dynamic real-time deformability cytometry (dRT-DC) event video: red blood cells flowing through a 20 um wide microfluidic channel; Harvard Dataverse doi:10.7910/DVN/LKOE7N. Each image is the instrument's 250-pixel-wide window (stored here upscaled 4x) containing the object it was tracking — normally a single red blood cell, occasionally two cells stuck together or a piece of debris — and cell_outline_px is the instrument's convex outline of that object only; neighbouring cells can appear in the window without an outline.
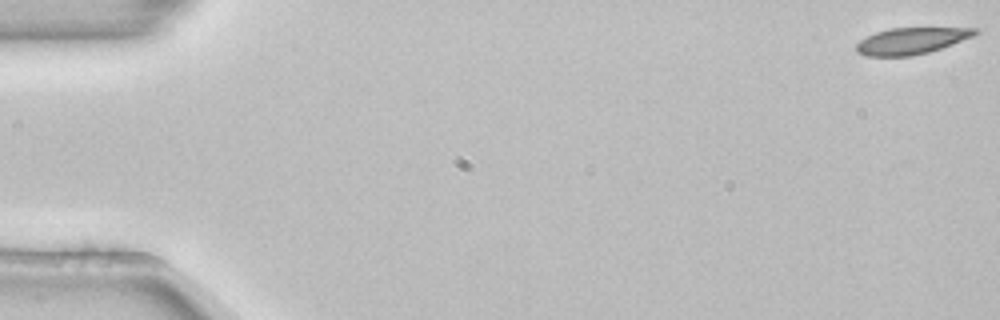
{"species": "common noctule bat (a hibernating species)", "species_latin": "Nyctalus noctula", "temperature_condition": "room temperature", "stored_images_in_passage": 54, "camera_frame_rate_fps": 3000, "um_per_image_px": 0.085, "animal": {"sex": "female", "body_mass_g": 22.7, "forearm_length_mm": 54.2}, "frame": {"image": 1, "passage_image": 1, "time_ms": 0.0, "image_size_px": [1000, 320], "cell_outline_px": [[980, 32], [972, 36], [940, 48], [928, 52], [912, 56], [868, 56], [856, 52], [856, 44], [860, 40], [876, 32], [892, 28], [980, 28]], "centroid_in_image_um": [77.45, 3.47], "position_along_channel_um": 7.6, "area_um2": 18.09}}
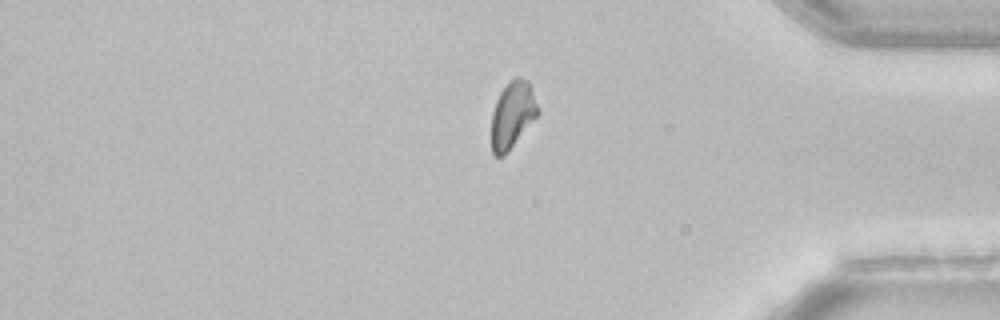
{"frame": {"image": 2, "passage_image": 45, "time_ms": 14.667, "image_size_px": [1000, 320], "cell_outline_px": [[540, 112], [508, 152], [504, 156], [496, 156], [492, 152], [492, 112], [496, 100], [500, 92], [516, 76], [520, 76], [528, 80], [540, 108]], "centroid_in_image_um": [43.58, 9.75], "position_along_channel_um": 391.6, "area_um2": 18.03}}
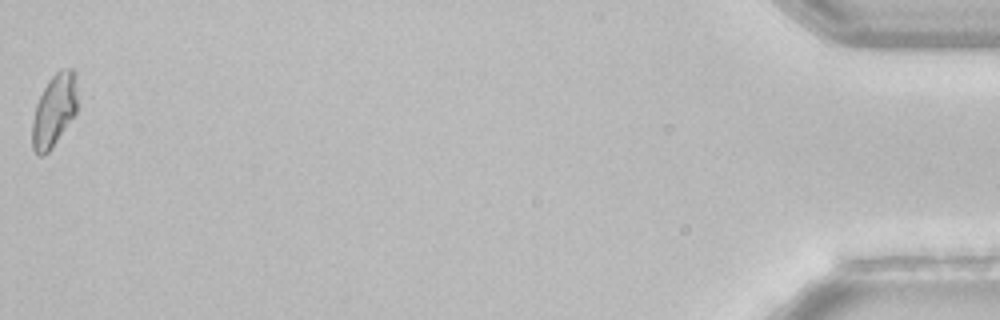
{"frame": {"image": 3, "passage_image": 54, "time_ms": 17.667, "image_size_px": [1000, 320], "cell_outline_px": [[76, 112], [52, 148], [48, 152], [40, 156], [36, 156], [32, 148], [32, 120], [36, 104], [48, 80], [60, 68], [72, 68], [76, 72]], "centroid_in_image_um": [4.59, 9.38], "position_along_channel_um": 430.6, "area_um2": 19.13}, "authors_computed_cell_mechanics": {"area_um2": 19.5075, "velocity_mm_per_s": 3.8449, "shape_relaxation_time_tau1_ms": 3.9608, "shape_relaxation_time_tau2_ms": null, "deformation_change_tau1": 0.1137, "deformation_change_tau2": null}}